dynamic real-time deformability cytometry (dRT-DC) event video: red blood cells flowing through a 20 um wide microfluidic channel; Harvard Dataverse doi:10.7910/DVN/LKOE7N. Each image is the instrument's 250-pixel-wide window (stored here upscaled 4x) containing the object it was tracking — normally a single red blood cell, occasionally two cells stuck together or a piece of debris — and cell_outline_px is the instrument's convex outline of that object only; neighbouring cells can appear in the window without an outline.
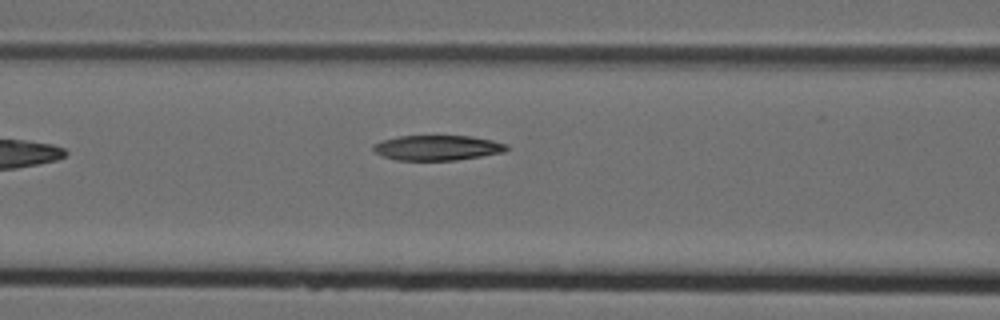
{"species": "Egyptian fruit bat (a non-hibernating species)", "species_latin": "Rousettus aegyptiacus", "temperature_condition": "cold", "stored_images_in_passage": 7, "camera_frame_rate_fps": 3000, "um_per_image_px": 0.085, "animal": {"sex": "female"}, "frame": {"image": 1, "passage_image": 7, "time_ms": 2.0, "image_size_px": [1000, 320], "cell_outline_px": [[508, 148], [504, 152], [456, 160], [396, 160], [384, 156], [376, 152], [372, 148], [372, 144], [380, 140], [400, 136], [472, 136], [492, 140], [508, 144]], "centroid_in_image_um": [37.16, 12.55], "position_along_channel_um": 129.4, "area_um2": 19.48}}